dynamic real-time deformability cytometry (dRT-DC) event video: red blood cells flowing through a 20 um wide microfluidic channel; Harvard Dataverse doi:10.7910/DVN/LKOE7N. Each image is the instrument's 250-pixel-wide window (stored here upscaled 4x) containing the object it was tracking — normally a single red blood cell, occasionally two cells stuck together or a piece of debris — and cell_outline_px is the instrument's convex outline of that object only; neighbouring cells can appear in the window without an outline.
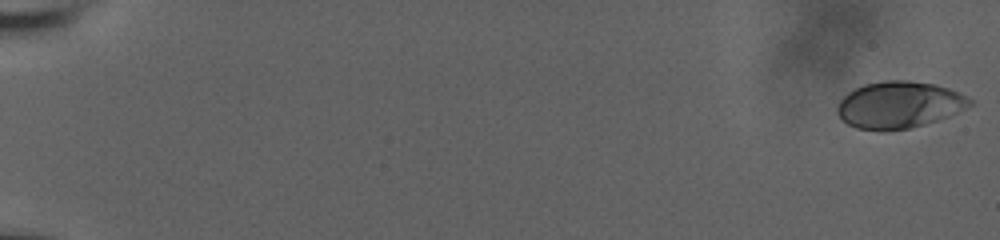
{"species": "human", "species_latin": "Homo sapiens", "temperature_condition": "room temperature", "stored_images_in_passage": 60, "camera_frame_rate_fps": 3000, "um_per_image_px": 0.085, "donor": {"sex": "male"}, "frame": {"image": 1, "passage_image": 1, "time_ms": 0.0, "image_size_px": [1000, 240], "cell_outline_px": [[972, 104], [948, 116], [924, 124], [908, 128], [888, 132], [880, 132], [856, 128], [848, 124], [836, 112], [836, 108], [840, 100], [848, 92], [864, 84], [884, 80], [908, 80], [936, 84], [948, 88], [972, 100]], "centroid_in_image_um": [76.37, 8.92], "position_along_channel_um": 8.6, "area_um2": 36.13}}
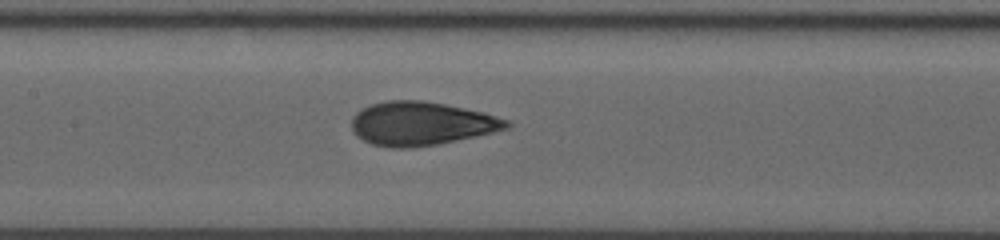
{"frame": {"image": 2, "passage_image": 32, "time_ms": 10.333, "image_size_px": [1000, 240], "cell_outline_px": [[512, 124], [508, 128], [492, 132], [456, 140], [436, 144], [412, 148], [392, 148], [372, 144], [356, 136], [352, 132], [352, 116], [360, 108], [372, 104], [388, 100], [424, 100], [484, 112], [508, 120]], "centroid_in_image_um": [35.76, 10.5], "position_along_channel_um": 171.6, "area_um2": 39.36}}
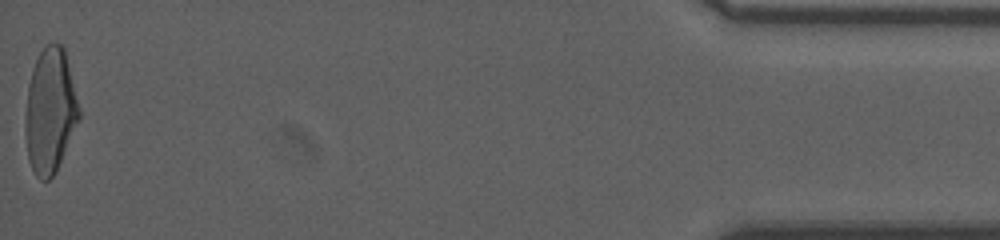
{"frame": {"image": 3, "passage_image": 60, "time_ms": 19.667, "image_size_px": [1000, 240], "cell_outline_px": [[80, 120], [56, 172], [48, 180], [40, 180], [36, 176], [28, 160], [24, 132], [24, 120], [28, 84], [32, 68], [40, 52], [48, 44], [60, 44], [64, 48], [80, 108]], "centroid_in_image_um": [4.25, 9.47], "position_along_channel_um": 430.9, "area_um2": 39.42}, "authors_computed_cell_mechanics": {"area_um2": 38.2058, "velocity_mm_per_s": 3.6838, "shape_relaxation_time_tau1_ms": 5.2771, "shape_relaxation_time_tau2_ms": 0.9687, "deformation_change_tau1": 0.183, "deformation_change_tau2": 0.063}}